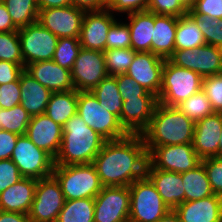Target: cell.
I'll return each instance as SVG.
<instances>
[{"label": "cell", "instance_id": "6da1fadb", "mask_svg": "<svg viewBox=\"0 0 222 222\" xmlns=\"http://www.w3.org/2000/svg\"><path fill=\"white\" fill-rule=\"evenodd\" d=\"M148 153L141 134L106 141L93 165L103 187L130 186L145 176Z\"/></svg>", "mask_w": 222, "mask_h": 222}, {"label": "cell", "instance_id": "7a4b0ae2", "mask_svg": "<svg viewBox=\"0 0 222 222\" xmlns=\"http://www.w3.org/2000/svg\"><path fill=\"white\" fill-rule=\"evenodd\" d=\"M195 122L175 106L157 103L148 127L141 133L149 154L155 147L192 144Z\"/></svg>", "mask_w": 222, "mask_h": 222}, {"label": "cell", "instance_id": "3957f363", "mask_svg": "<svg viewBox=\"0 0 222 222\" xmlns=\"http://www.w3.org/2000/svg\"><path fill=\"white\" fill-rule=\"evenodd\" d=\"M106 141L76 113L63 126L55 165L92 164Z\"/></svg>", "mask_w": 222, "mask_h": 222}, {"label": "cell", "instance_id": "277c9868", "mask_svg": "<svg viewBox=\"0 0 222 222\" xmlns=\"http://www.w3.org/2000/svg\"><path fill=\"white\" fill-rule=\"evenodd\" d=\"M52 175L66 200L95 198L103 187L93 164L54 165Z\"/></svg>", "mask_w": 222, "mask_h": 222}, {"label": "cell", "instance_id": "5b68a950", "mask_svg": "<svg viewBox=\"0 0 222 222\" xmlns=\"http://www.w3.org/2000/svg\"><path fill=\"white\" fill-rule=\"evenodd\" d=\"M203 77L197 72L165 60L162 70V86L158 102L167 106H176L193 94L202 90Z\"/></svg>", "mask_w": 222, "mask_h": 222}, {"label": "cell", "instance_id": "8992f818", "mask_svg": "<svg viewBox=\"0 0 222 222\" xmlns=\"http://www.w3.org/2000/svg\"><path fill=\"white\" fill-rule=\"evenodd\" d=\"M77 114L84 122L107 141L129 135L119 118L101 107L91 91H78Z\"/></svg>", "mask_w": 222, "mask_h": 222}, {"label": "cell", "instance_id": "52a82bcc", "mask_svg": "<svg viewBox=\"0 0 222 222\" xmlns=\"http://www.w3.org/2000/svg\"><path fill=\"white\" fill-rule=\"evenodd\" d=\"M129 190V222H157L171 210L146 176L135 180Z\"/></svg>", "mask_w": 222, "mask_h": 222}, {"label": "cell", "instance_id": "ba28073f", "mask_svg": "<svg viewBox=\"0 0 222 222\" xmlns=\"http://www.w3.org/2000/svg\"><path fill=\"white\" fill-rule=\"evenodd\" d=\"M23 177L43 179L52 176L54 158L35 146L26 135H20L10 158Z\"/></svg>", "mask_w": 222, "mask_h": 222}, {"label": "cell", "instance_id": "9c48e42d", "mask_svg": "<svg viewBox=\"0 0 222 222\" xmlns=\"http://www.w3.org/2000/svg\"><path fill=\"white\" fill-rule=\"evenodd\" d=\"M65 201L60 183L53 175L37 179L35 196L28 213L31 222H56Z\"/></svg>", "mask_w": 222, "mask_h": 222}, {"label": "cell", "instance_id": "30bf717a", "mask_svg": "<svg viewBox=\"0 0 222 222\" xmlns=\"http://www.w3.org/2000/svg\"><path fill=\"white\" fill-rule=\"evenodd\" d=\"M25 66L37 61L52 60L59 38L38 21L18 30Z\"/></svg>", "mask_w": 222, "mask_h": 222}, {"label": "cell", "instance_id": "8fae6325", "mask_svg": "<svg viewBox=\"0 0 222 222\" xmlns=\"http://www.w3.org/2000/svg\"><path fill=\"white\" fill-rule=\"evenodd\" d=\"M169 60L197 72L203 78L222 73V48L204 45L194 49H175Z\"/></svg>", "mask_w": 222, "mask_h": 222}, {"label": "cell", "instance_id": "7c38bea8", "mask_svg": "<svg viewBox=\"0 0 222 222\" xmlns=\"http://www.w3.org/2000/svg\"><path fill=\"white\" fill-rule=\"evenodd\" d=\"M94 200V222H129V186L102 187Z\"/></svg>", "mask_w": 222, "mask_h": 222}, {"label": "cell", "instance_id": "4fadbf2b", "mask_svg": "<svg viewBox=\"0 0 222 222\" xmlns=\"http://www.w3.org/2000/svg\"><path fill=\"white\" fill-rule=\"evenodd\" d=\"M107 76L104 52L81 48L71 69L74 89L91 91Z\"/></svg>", "mask_w": 222, "mask_h": 222}, {"label": "cell", "instance_id": "5bb4252c", "mask_svg": "<svg viewBox=\"0 0 222 222\" xmlns=\"http://www.w3.org/2000/svg\"><path fill=\"white\" fill-rule=\"evenodd\" d=\"M201 160L193 144L157 146L148 154V161L156 169L180 174L194 169Z\"/></svg>", "mask_w": 222, "mask_h": 222}, {"label": "cell", "instance_id": "9a60e30c", "mask_svg": "<svg viewBox=\"0 0 222 222\" xmlns=\"http://www.w3.org/2000/svg\"><path fill=\"white\" fill-rule=\"evenodd\" d=\"M85 11L75 6L41 9L38 22L58 38H79Z\"/></svg>", "mask_w": 222, "mask_h": 222}, {"label": "cell", "instance_id": "2e32d148", "mask_svg": "<svg viewBox=\"0 0 222 222\" xmlns=\"http://www.w3.org/2000/svg\"><path fill=\"white\" fill-rule=\"evenodd\" d=\"M164 63L165 59L152 52H137L126 74L158 98Z\"/></svg>", "mask_w": 222, "mask_h": 222}, {"label": "cell", "instance_id": "e0dca14e", "mask_svg": "<svg viewBox=\"0 0 222 222\" xmlns=\"http://www.w3.org/2000/svg\"><path fill=\"white\" fill-rule=\"evenodd\" d=\"M114 17L107 8L101 11L85 12L79 37L81 47L104 52L108 31L117 20Z\"/></svg>", "mask_w": 222, "mask_h": 222}, {"label": "cell", "instance_id": "ac0fdd59", "mask_svg": "<svg viewBox=\"0 0 222 222\" xmlns=\"http://www.w3.org/2000/svg\"><path fill=\"white\" fill-rule=\"evenodd\" d=\"M158 103L155 95L147 92L140 98L123 101L120 123L129 134H141L150 124Z\"/></svg>", "mask_w": 222, "mask_h": 222}, {"label": "cell", "instance_id": "d6986e66", "mask_svg": "<svg viewBox=\"0 0 222 222\" xmlns=\"http://www.w3.org/2000/svg\"><path fill=\"white\" fill-rule=\"evenodd\" d=\"M222 113L214 112L195 123L193 148L201 159L219 156Z\"/></svg>", "mask_w": 222, "mask_h": 222}, {"label": "cell", "instance_id": "ffe728a7", "mask_svg": "<svg viewBox=\"0 0 222 222\" xmlns=\"http://www.w3.org/2000/svg\"><path fill=\"white\" fill-rule=\"evenodd\" d=\"M62 133L63 127L43 113L31 117L25 135L55 159L61 146Z\"/></svg>", "mask_w": 222, "mask_h": 222}, {"label": "cell", "instance_id": "44dd1931", "mask_svg": "<svg viewBox=\"0 0 222 222\" xmlns=\"http://www.w3.org/2000/svg\"><path fill=\"white\" fill-rule=\"evenodd\" d=\"M145 176L152 182L163 202L174 210L184 202V187L182 173L156 169L149 161L145 169Z\"/></svg>", "mask_w": 222, "mask_h": 222}, {"label": "cell", "instance_id": "7402d4cb", "mask_svg": "<svg viewBox=\"0 0 222 222\" xmlns=\"http://www.w3.org/2000/svg\"><path fill=\"white\" fill-rule=\"evenodd\" d=\"M30 76L51 92H66L74 89L71 71L53 60L37 61L25 66Z\"/></svg>", "mask_w": 222, "mask_h": 222}, {"label": "cell", "instance_id": "603a6c76", "mask_svg": "<svg viewBox=\"0 0 222 222\" xmlns=\"http://www.w3.org/2000/svg\"><path fill=\"white\" fill-rule=\"evenodd\" d=\"M174 211L180 222H222V197L214 194L198 200L184 201Z\"/></svg>", "mask_w": 222, "mask_h": 222}, {"label": "cell", "instance_id": "cb8c5ba5", "mask_svg": "<svg viewBox=\"0 0 222 222\" xmlns=\"http://www.w3.org/2000/svg\"><path fill=\"white\" fill-rule=\"evenodd\" d=\"M37 179L23 177L0 193V210L28 214L35 196Z\"/></svg>", "mask_w": 222, "mask_h": 222}, {"label": "cell", "instance_id": "d4e9b609", "mask_svg": "<svg viewBox=\"0 0 222 222\" xmlns=\"http://www.w3.org/2000/svg\"><path fill=\"white\" fill-rule=\"evenodd\" d=\"M178 17L154 13V29L151 39V52L165 60L175 50V35Z\"/></svg>", "mask_w": 222, "mask_h": 222}, {"label": "cell", "instance_id": "484cf974", "mask_svg": "<svg viewBox=\"0 0 222 222\" xmlns=\"http://www.w3.org/2000/svg\"><path fill=\"white\" fill-rule=\"evenodd\" d=\"M19 83L22 107L31 117L45 113L52 92L41 85L25 70L20 74Z\"/></svg>", "mask_w": 222, "mask_h": 222}, {"label": "cell", "instance_id": "4316f807", "mask_svg": "<svg viewBox=\"0 0 222 222\" xmlns=\"http://www.w3.org/2000/svg\"><path fill=\"white\" fill-rule=\"evenodd\" d=\"M131 48L136 52H151L154 13L142 11L128 14Z\"/></svg>", "mask_w": 222, "mask_h": 222}, {"label": "cell", "instance_id": "83f0119b", "mask_svg": "<svg viewBox=\"0 0 222 222\" xmlns=\"http://www.w3.org/2000/svg\"><path fill=\"white\" fill-rule=\"evenodd\" d=\"M78 91L52 92L45 114L60 126L77 113Z\"/></svg>", "mask_w": 222, "mask_h": 222}, {"label": "cell", "instance_id": "f1b7e54d", "mask_svg": "<svg viewBox=\"0 0 222 222\" xmlns=\"http://www.w3.org/2000/svg\"><path fill=\"white\" fill-rule=\"evenodd\" d=\"M182 181L185 191L184 201H193L214 195L202 162L194 169L182 173Z\"/></svg>", "mask_w": 222, "mask_h": 222}, {"label": "cell", "instance_id": "f546056e", "mask_svg": "<svg viewBox=\"0 0 222 222\" xmlns=\"http://www.w3.org/2000/svg\"><path fill=\"white\" fill-rule=\"evenodd\" d=\"M91 92L98 99L102 108L104 107L105 110L120 119L123 99L118 90L115 76L108 75Z\"/></svg>", "mask_w": 222, "mask_h": 222}, {"label": "cell", "instance_id": "4dcf8cb0", "mask_svg": "<svg viewBox=\"0 0 222 222\" xmlns=\"http://www.w3.org/2000/svg\"><path fill=\"white\" fill-rule=\"evenodd\" d=\"M206 45L202 31L188 15L180 16L177 21L175 49H194Z\"/></svg>", "mask_w": 222, "mask_h": 222}, {"label": "cell", "instance_id": "1f68e13d", "mask_svg": "<svg viewBox=\"0 0 222 222\" xmlns=\"http://www.w3.org/2000/svg\"><path fill=\"white\" fill-rule=\"evenodd\" d=\"M94 198L66 200L56 222H94Z\"/></svg>", "mask_w": 222, "mask_h": 222}, {"label": "cell", "instance_id": "d6a6232c", "mask_svg": "<svg viewBox=\"0 0 222 222\" xmlns=\"http://www.w3.org/2000/svg\"><path fill=\"white\" fill-rule=\"evenodd\" d=\"M3 3L18 29L37 22L39 13L37 0H6Z\"/></svg>", "mask_w": 222, "mask_h": 222}, {"label": "cell", "instance_id": "836d02e7", "mask_svg": "<svg viewBox=\"0 0 222 222\" xmlns=\"http://www.w3.org/2000/svg\"><path fill=\"white\" fill-rule=\"evenodd\" d=\"M31 115L21 104L11 109H0V129L13 132L18 135H25Z\"/></svg>", "mask_w": 222, "mask_h": 222}, {"label": "cell", "instance_id": "e575fe53", "mask_svg": "<svg viewBox=\"0 0 222 222\" xmlns=\"http://www.w3.org/2000/svg\"><path fill=\"white\" fill-rule=\"evenodd\" d=\"M175 107L195 123L214 113L211 103L203 90L193 94Z\"/></svg>", "mask_w": 222, "mask_h": 222}, {"label": "cell", "instance_id": "d590c367", "mask_svg": "<svg viewBox=\"0 0 222 222\" xmlns=\"http://www.w3.org/2000/svg\"><path fill=\"white\" fill-rule=\"evenodd\" d=\"M137 52L132 48H116L105 50V62L108 75L125 74Z\"/></svg>", "mask_w": 222, "mask_h": 222}, {"label": "cell", "instance_id": "8d00e7d4", "mask_svg": "<svg viewBox=\"0 0 222 222\" xmlns=\"http://www.w3.org/2000/svg\"><path fill=\"white\" fill-rule=\"evenodd\" d=\"M188 15L195 21L202 31L206 44L222 48V19L212 18L209 15Z\"/></svg>", "mask_w": 222, "mask_h": 222}, {"label": "cell", "instance_id": "74e56055", "mask_svg": "<svg viewBox=\"0 0 222 222\" xmlns=\"http://www.w3.org/2000/svg\"><path fill=\"white\" fill-rule=\"evenodd\" d=\"M81 48L79 38H59L52 60L71 71Z\"/></svg>", "mask_w": 222, "mask_h": 222}, {"label": "cell", "instance_id": "f35d334b", "mask_svg": "<svg viewBox=\"0 0 222 222\" xmlns=\"http://www.w3.org/2000/svg\"><path fill=\"white\" fill-rule=\"evenodd\" d=\"M0 60L19 64L24 68L18 31L0 32Z\"/></svg>", "mask_w": 222, "mask_h": 222}, {"label": "cell", "instance_id": "ab89813d", "mask_svg": "<svg viewBox=\"0 0 222 222\" xmlns=\"http://www.w3.org/2000/svg\"><path fill=\"white\" fill-rule=\"evenodd\" d=\"M116 48H131L128 24L118 22V20L111 25L106 39V50Z\"/></svg>", "mask_w": 222, "mask_h": 222}, {"label": "cell", "instance_id": "60d3db41", "mask_svg": "<svg viewBox=\"0 0 222 222\" xmlns=\"http://www.w3.org/2000/svg\"><path fill=\"white\" fill-rule=\"evenodd\" d=\"M202 90L206 93L214 112L222 113V73L204 77Z\"/></svg>", "mask_w": 222, "mask_h": 222}, {"label": "cell", "instance_id": "b9f144b4", "mask_svg": "<svg viewBox=\"0 0 222 222\" xmlns=\"http://www.w3.org/2000/svg\"><path fill=\"white\" fill-rule=\"evenodd\" d=\"M204 168L215 195L222 197V157H210L202 159Z\"/></svg>", "mask_w": 222, "mask_h": 222}, {"label": "cell", "instance_id": "7bdbcfd3", "mask_svg": "<svg viewBox=\"0 0 222 222\" xmlns=\"http://www.w3.org/2000/svg\"><path fill=\"white\" fill-rule=\"evenodd\" d=\"M147 11L158 15L180 17L188 14V10L179 0H149Z\"/></svg>", "mask_w": 222, "mask_h": 222}, {"label": "cell", "instance_id": "ee69618b", "mask_svg": "<svg viewBox=\"0 0 222 222\" xmlns=\"http://www.w3.org/2000/svg\"><path fill=\"white\" fill-rule=\"evenodd\" d=\"M115 77L117 80L118 90L123 101H126L129 98H140L148 92L143 86L137 84V82L126 73L115 75Z\"/></svg>", "mask_w": 222, "mask_h": 222}, {"label": "cell", "instance_id": "f6af8a7d", "mask_svg": "<svg viewBox=\"0 0 222 222\" xmlns=\"http://www.w3.org/2000/svg\"><path fill=\"white\" fill-rule=\"evenodd\" d=\"M19 79L7 84L0 85V109H11L20 103Z\"/></svg>", "mask_w": 222, "mask_h": 222}, {"label": "cell", "instance_id": "bcb514c9", "mask_svg": "<svg viewBox=\"0 0 222 222\" xmlns=\"http://www.w3.org/2000/svg\"><path fill=\"white\" fill-rule=\"evenodd\" d=\"M23 176L11 159L0 160V193L18 182Z\"/></svg>", "mask_w": 222, "mask_h": 222}, {"label": "cell", "instance_id": "7dc6e473", "mask_svg": "<svg viewBox=\"0 0 222 222\" xmlns=\"http://www.w3.org/2000/svg\"><path fill=\"white\" fill-rule=\"evenodd\" d=\"M149 0H110L107 9L115 13H136L147 11Z\"/></svg>", "mask_w": 222, "mask_h": 222}, {"label": "cell", "instance_id": "c3c4849f", "mask_svg": "<svg viewBox=\"0 0 222 222\" xmlns=\"http://www.w3.org/2000/svg\"><path fill=\"white\" fill-rule=\"evenodd\" d=\"M189 11L193 15H209L212 18L222 19V0H195Z\"/></svg>", "mask_w": 222, "mask_h": 222}, {"label": "cell", "instance_id": "681fc988", "mask_svg": "<svg viewBox=\"0 0 222 222\" xmlns=\"http://www.w3.org/2000/svg\"><path fill=\"white\" fill-rule=\"evenodd\" d=\"M23 71L19 64L0 60V85L17 81Z\"/></svg>", "mask_w": 222, "mask_h": 222}, {"label": "cell", "instance_id": "f907efd6", "mask_svg": "<svg viewBox=\"0 0 222 222\" xmlns=\"http://www.w3.org/2000/svg\"><path fill=\"white\" fill-rule=\"evenodd\" d=\"M20 135L0 129V160L10 159Z\"/></svg>", "mask_w": 222, "mask_h": 222}, {"label": "cell", "instance_id": "816d5d0a", "mask_svg": "<svg viewBox=\"0 0 222 222\" xmlns=\"http://www.w3.org/2000/svg\"><path fill=\"white\" fill-rule=\"evenodd\" d=\"M72 6L85 12L101 11L106 9L107 3L104 0H71Z\"/></svg>", "mask_w": 222, "mask_h": 222}, {"label": "cell", "instance_id": "f5cc1de1", "mask_svg": "<svg viewBox=\"0 0 222 222\" xmlns=\"http://www.w3.org/2000/svg\"><path fill=\"white\" fill-rule=\"evenodd\" d=\"M3 2H0V32L18 31Z\"/></svg>", "mask_w": 222, "mask_h": 222}, {"label": "cell", "instance_id": "db71d44e", "mask_svg": "<svg viewBox=\"0 0 222 222\" xmlns=\"http://www.w3.org/2000/svg\"><path fill=\"white\" fill-rule=\"evenodd\" d=\"M0 222H31L28 214L0 210Z\"/></svg>", "mask_w": 222, "mask_h": 222}, {"label": "cell", "instance_id": "11a10c76", "mask_svg": "<svg viewBox=\"0 0 222 222\" xmlns=\"http://www.w3.org/2000/svg\"><path fill=\"white\" fill-rule=\"evenodd\" d=\"M37 4L39 10L72 5L71 0H37Z\"/></svg>", "mask_w": 222, "mask_h": 222}, {"label": "cell", "instance_id": "9f6ffc18", "mask_svg": "<svg viewBox=\"0 0 222 222\" xmlns=\"http://www.w3.org/2000/svg\"><path fill=\"white\" fill-rule=\"evenodd\" d=\"M157 222H180V219L174 210H169V212Z\"/></svg>", "mask_w": 222, "mask_h": 222}, {"label": "cell", "instance_id": "6f0895ef", "mask_svg": "<svg viewBox=\"0 0 222 222\" xmlns=\"http://www.w3.org/2000/svg\"><path fill=\"white\" fill-rule=\"evenodd\" d=\"M179 1L188 11L193 7L195 3V0H179Z\"/></svg>", "mask_w": 222, "mask_h": 222}, {"label": "cell", "instance_id": "680465c9", "mask_svg": "<svg viewBox=\"0 0 222 222\" xmlns=\"http://www.w3.org/2000/svg\"><path fill=\"white\" fill-rule=\"evenodd\" d=\"M219 157H222V130H221V138L219 141Z\"/></svg>", "mask_w": 222, "mask_h": 222}]
</instances>
